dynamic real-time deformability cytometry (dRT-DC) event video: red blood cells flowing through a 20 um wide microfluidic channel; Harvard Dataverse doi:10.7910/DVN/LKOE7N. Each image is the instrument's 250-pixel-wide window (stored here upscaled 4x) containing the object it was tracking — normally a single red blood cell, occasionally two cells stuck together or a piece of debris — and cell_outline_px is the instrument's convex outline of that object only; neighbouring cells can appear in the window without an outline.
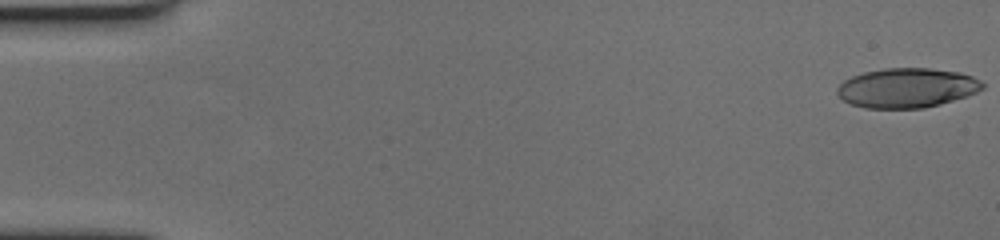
{"species": "human", "species_latin": "Homo sapiens", "temperature_condition": "cold", "stored_images_in_passage": 60, "camera_frame_rate_fps": 3000, "um_per_image_px": 0.085, "donor": {"sex": "female"}, "frame": {"image": 1, "passage_image": 1, "time_ms": 0.0, "image_size_px": [1000, 240], "cell_outline_px": [[984, 88], [968, 96], [940, 104], [924, 108], [864, 108], [852, 104], [836, 96], [836, 88], [844, 80], [852, 76], [864, 72], [884, 68], [932, 68], [960, 72], [972, 76], [980, 80], [984, 84]], "centroid_in_image_um": [77.08, 7.47], "position_along_channel_um": 7.9, "area_um2": 33.76}}
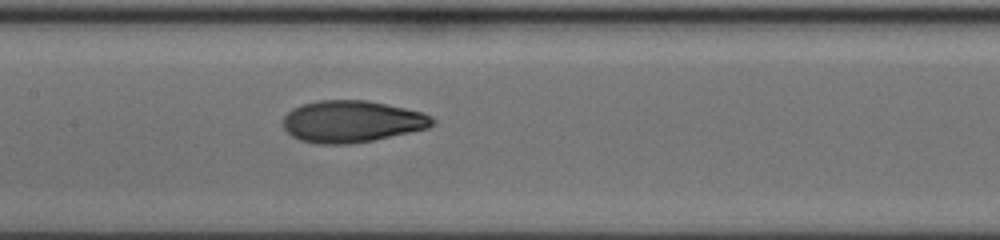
{"frame": {"image": 2, "passage_image": 30, "time_ms": 9.667, "image_size_px": [1000, 240], "cell_outline_px": [[436, 120], [428, 128], [372, 140], [348, 144], [316, 144], [300, 140], [292, 136], [280, 124], [284, 116], [292, 108], [300, 104], [316, 100], [368, 100], [404, 108], [420, 112], [432, 116]], "centroid_in_image_um": [29.84, 10.32], "position_along_channel_um": 177.6, "area_um2": 36.47}}
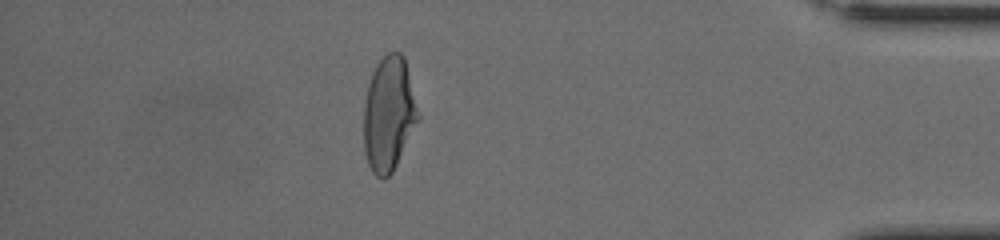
{"frame": {"image": 3, "passage_image": 53, "time_ms": 17.333, "image_size_px": [1000, 240], "cell_outline_px": [[420, 116], [392, 172], [384, 180], [380, 180], [372, 172], [368, 164], [364, 152], [364, 100], [368, 84], [372, 72], [376, 64], [388, 52], [400, 52], [404, 56]], "centroid_in_image_um": [33.02, 9.69], "position_along_channel_um": 402.2, "area_um2": 36.18}, "authors_computed_cell_mechanics": {"area_um2": 36.0383, "velocity_mm_per_s": 3.4847, "shape_relaxation_time_tau1_ms": 7.8953, "shape_relaxation_time_tau2_ms": 1.7898, "deformation_change_tau1": 0.2651, "deformation_change_tau2": 0.0558}}